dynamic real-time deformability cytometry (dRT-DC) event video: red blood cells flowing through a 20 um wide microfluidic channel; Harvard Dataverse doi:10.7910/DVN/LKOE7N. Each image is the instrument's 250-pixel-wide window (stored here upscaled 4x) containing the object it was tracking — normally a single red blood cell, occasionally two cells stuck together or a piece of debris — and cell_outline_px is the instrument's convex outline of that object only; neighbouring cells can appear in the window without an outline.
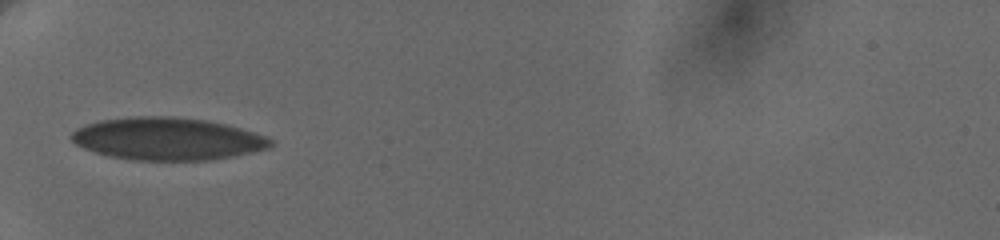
{"species": "human", "species_latin": "Homo sapiens", "temperature_condition": "cold", "stored_images_in_passage": 2, "camera_frame_rate_fps": 3000, "um_per_image_px": 0.085, "donor": {"sex": "female"}, "frame": {"image": 1, "passage_image": 1, "time_ms": 0.0, "image_size_px": [1000, 240], "cell_outline_px": [[272, 144], [268, 148], [232, 156], [212, 160], [136, 160], [112, 156], [96, 152], [84, 148], [76, 144], [68, 136], [76, 128], [100, 120], [132, 116], [172, 116], [208, 120], [240, 128], [264, 136], [272, 140]], "centroid_in_image_um": [14.19, 11.79], "position_along_channel_um": 70.8, "area_um2": 49.01}}